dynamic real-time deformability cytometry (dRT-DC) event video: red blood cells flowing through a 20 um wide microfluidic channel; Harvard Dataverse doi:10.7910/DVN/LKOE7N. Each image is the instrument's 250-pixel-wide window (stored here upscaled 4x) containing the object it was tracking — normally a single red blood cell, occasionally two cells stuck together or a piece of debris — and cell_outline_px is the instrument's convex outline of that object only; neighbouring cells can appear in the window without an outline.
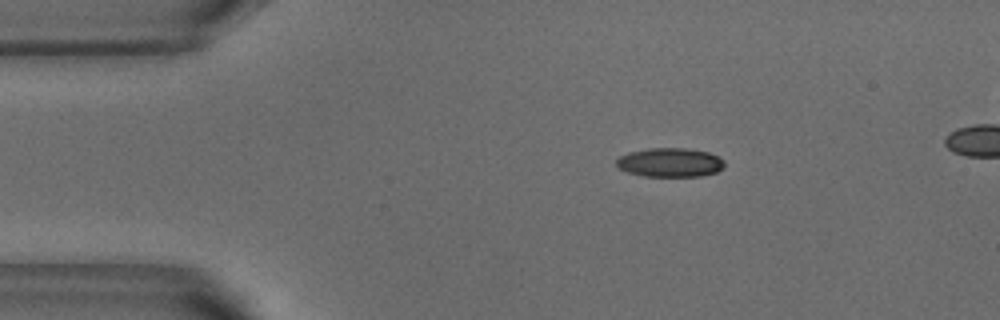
{"species": "common noctule bat (a hibernating species)", "species_latin": "Nyctalus noctula", "temperature_condition": "warm", "stored_images_in_passage": 42, "camera_frame_rate_fps": 3000, "um_per_image_px": 0.085, "animal": {"sex": "male", "body_mass_g": 18.8}, "frame": {"image": 1, "passage_image": 1, "time_ms": 0.0, "image_size_px": [1000, 320], "cell_outline_px": [[724, 168], [716, 172], [700, 176], [644, 176], [628, 172], [620, 168], [616, 164], [616, 160], [620, 156], [628, 152], [648, 148], [684, 148], [708, 152], [724, 160]], "centroid_in_image_um": [56.95, 13.8], "position_along_channel_um": 28.1, "area_um2": 18.21}}
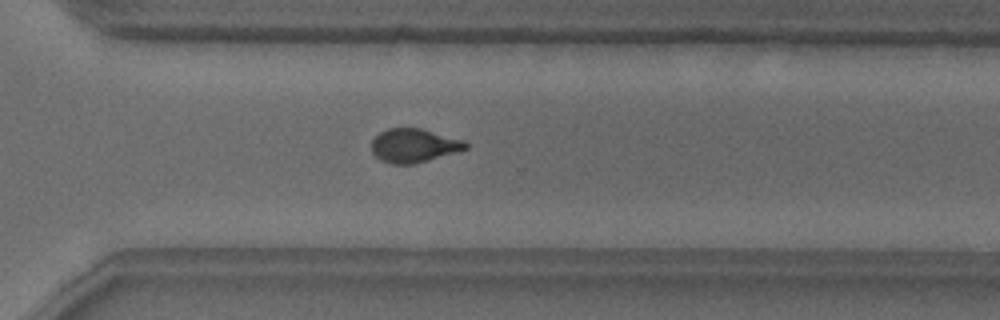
{"frame": {"image": 2, "passage_image": 29, "time_ms": 9.333, "image_size_px": [1000, 320], "cell_outline_px": [[468, 148], [456, 152], [412, 164], [392, 164], [380, 160], [372, 152], [372, 140], [380, 132], [388, 128], [420, 128], [464, 140], [468, 144]], "centroid_in_image_um": [35.17, 12.36], "position_along_channel_um": 335.4, "area_um2": 18.32}}
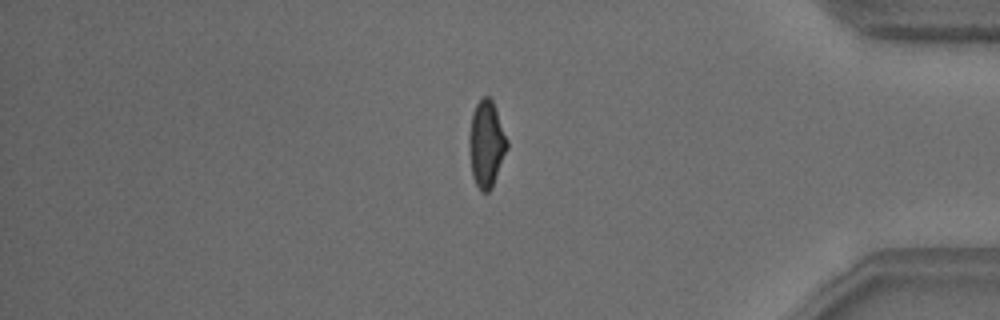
{"frame": {"image": 3, "passage_image": 36, "time_ms": 11.667, "image_size_px": [1000, 320], "cell_outline_px": [[508, 148], [492, 188], [488, 192], [480, 192], [472, 176], [468, 144], [468, 136], [472, 112], [476, 104], [484, 96], [488, 96], [492, 100], [508, 140]], "centroid_in_image_um": [41.33, 12.26], "position_along_channel_um": 393.9, "area_um2": 19.31}, "authors_computed_cell_mechanics": {"area_um2": 18.9584, "velocity_mm_per_s": 3.8187, "shape_relaxation_time_tau1_ms": 5.5657, "shape_relaxation_time_tau2_ms": 1.5016, "deformation_change_tau1": 0.1667, "deformation_change_tau2": 0.067}}